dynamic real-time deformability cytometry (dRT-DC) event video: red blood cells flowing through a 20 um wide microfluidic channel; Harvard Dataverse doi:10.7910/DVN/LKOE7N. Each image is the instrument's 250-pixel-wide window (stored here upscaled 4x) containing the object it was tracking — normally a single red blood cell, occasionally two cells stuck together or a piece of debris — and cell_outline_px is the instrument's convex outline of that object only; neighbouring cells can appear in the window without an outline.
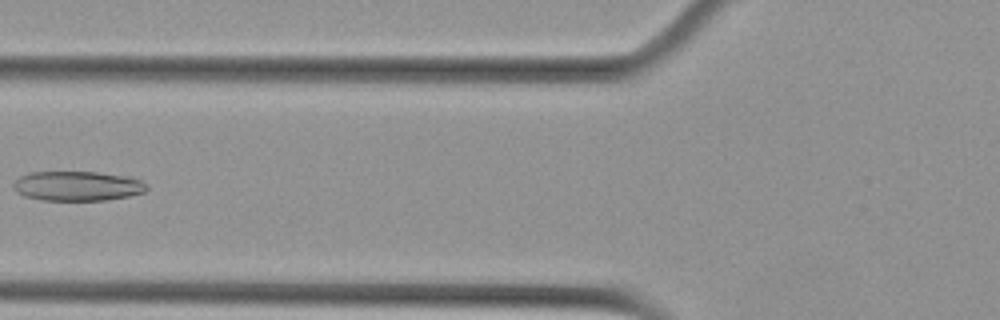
{"species": "Egyptian fruit bat (a non-hibernating species)", "species_latin": "Rousettus aegyptiacus", "temperature_condition": "cold", "stored_images_in_passage": 6, "camera_frame_rate_fps": 3000, "um_per_image_px": 0.085, "animal": {"sex": "female"}, "frame": {"image": 1, "passage_image": 6, "time_ms": 1.667, "image_size_px": [1000, 320], "cell_outline_px": [[148, 188], [144, 192], [128, 196], [104, 200], [40, 200], [24, 196], [16, 192], [12, 184], [20, 176], [32, 172], [96, 172], [128, 176], [140, 180]], "centroid_in_image_um": [6.55, 15.81], "position_along_channel_um": 119.3, "area_um2": 22.95}}